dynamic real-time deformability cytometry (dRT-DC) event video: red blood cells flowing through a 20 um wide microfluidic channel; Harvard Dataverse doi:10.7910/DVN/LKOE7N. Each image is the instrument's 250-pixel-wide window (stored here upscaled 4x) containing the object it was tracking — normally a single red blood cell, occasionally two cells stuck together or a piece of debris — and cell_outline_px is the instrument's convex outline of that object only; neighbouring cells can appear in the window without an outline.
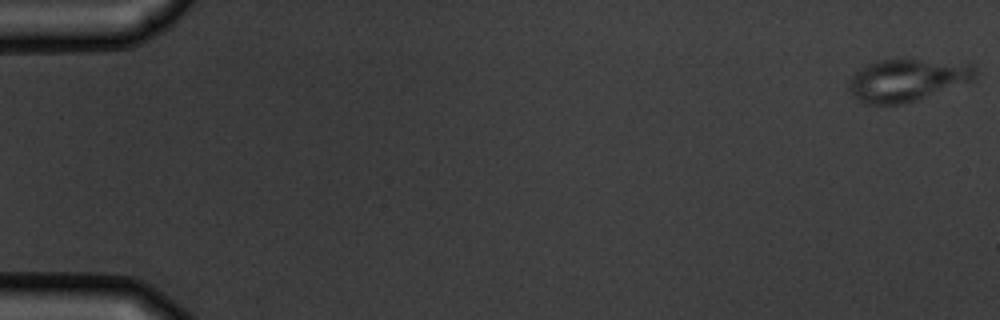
{"species": "common noctule bat (a hibernating species)", "species_latin": "Nyctalus noctula", "temperature_condition": "warm", "stored_images_in_passage": 7, "camera_frame_rate_fps": 3000, "um_per_image_px": 0.085, "animal": {"sex": "male", "body_mass_g": 19.5, "forearm_length_mm": 54.6}, "frame": {"image": 1, "passage_image": 1, "time_ms": 0.0, "image_size_px": [1000, 320], "cell_outline_px": [[976, 80], [904, 104], [864, 104], [848, 88], [848, 80], [860, 68], [876, 60], [916, 60], [972, 64], [976, 68]], "centroid_in_image_um": [77.12, 6.82], "position_along_channel_um": 7.9, "area_um2": 30.87}}